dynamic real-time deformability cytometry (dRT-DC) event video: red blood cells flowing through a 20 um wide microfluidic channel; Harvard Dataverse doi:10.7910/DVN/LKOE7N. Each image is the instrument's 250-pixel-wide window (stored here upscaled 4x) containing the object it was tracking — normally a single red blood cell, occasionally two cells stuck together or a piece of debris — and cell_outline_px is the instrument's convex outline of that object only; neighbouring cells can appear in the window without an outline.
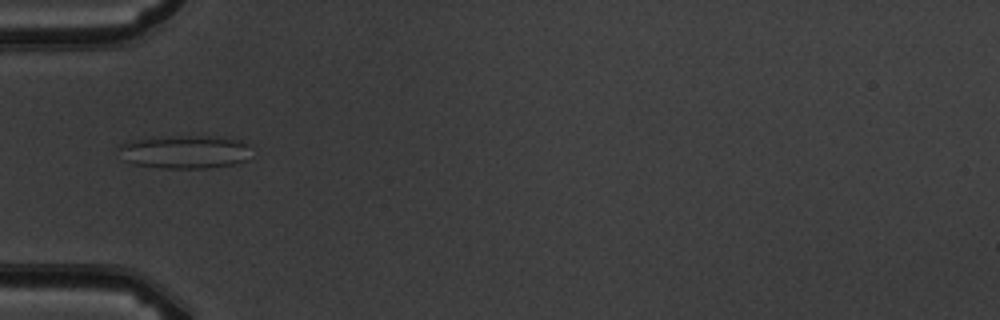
{"species": "common noctule bat (a hibernating species)", "species_latin": "Nyctalus noctula", "temperature_condition": "warm", "stored_images_in_passage": 7, "camera_frame_rate_fps": 3000, "um_per_image_px": 0.085, "animal": {"sex": "male", "body_mass_g": 19.5, "forearm_length_mm": 54.6}, "frame": {"image": 1, "passage_image": 6, "time_ms": 5.667, "image_size_px": [1000, 320], "cell_outline_px": [[248, 160], [232, 164], [208, 168], [164, 168], [136, 164], [124, 160], [116, 148], [124, 140], [152, 136], [204, 136], [240, 140], [248, 144]], "centroid_in_image_um": [15.6, 12.89], "position_along_channel_um": 69.4, "area_um2": 26.01}}
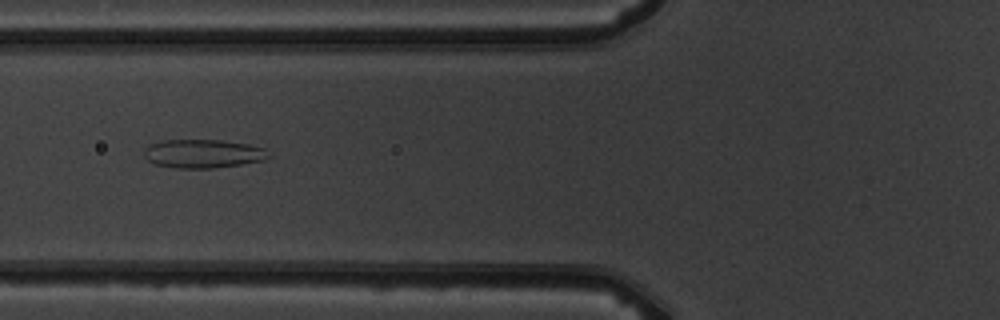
{"frame": {"image": 2, "passage_image": 7, "time_ms": 6.667, "image_size_px": [1000, 320], "cell_outline_px": [[272, 156], [264, 160], [216, 168], [172, 168], [152, 164], [144, 156], [144, 148], [148, 144], [164, 140], [220, 140], [248, 144], [264, 148]], "centroid_in_image_um": [17.22, 13.07], "position_along_channel_um": 108.6, "area_um2": 20.98}}